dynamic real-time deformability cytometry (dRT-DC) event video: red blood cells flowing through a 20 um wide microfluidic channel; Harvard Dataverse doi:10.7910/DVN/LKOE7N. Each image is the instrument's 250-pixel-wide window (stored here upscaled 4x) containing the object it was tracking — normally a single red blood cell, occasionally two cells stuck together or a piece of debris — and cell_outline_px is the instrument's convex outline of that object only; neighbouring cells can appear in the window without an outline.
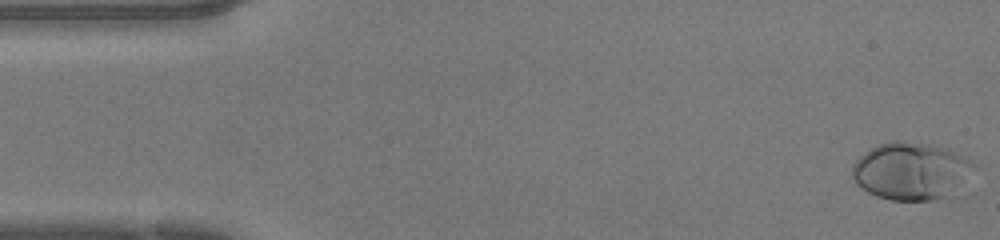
{"species": "human", "species_latin": "Homo sapiens", "temperature_condition": "warm", "stored_images_in_passage": 48, "camera_frame_rate_fps": 3000, "um_per_image_px": 0.085, "donor": {"sex": "female"}, "frame": {"image": 1, "passage_image": 1, "time_ms": 0.0, "image_size_px": [1000, 240], "cell_outline_px": [[976, 164], [944, 196], [932, 200], [888, 200], [876, 196], [868, 192], [856, 184], [852, 176], [852, 164], [864, 152], [876, 144], [892, 140], [896, 140], [932, 144], [956, 152], [972, 160]], "centroid_in_image_um": [77.31, 14.5], "position_along_channel_um": 7.7, "area_um2": 39.94}}
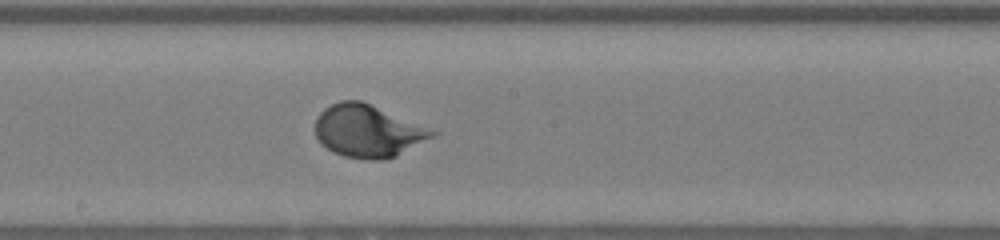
{"frame": {"image": 2, "passage_image": 25, "time_ms": 8.0, "image_size_px": [1000, 240], "cell_outline_px": [[440, 132], [436, 136], [396, 156], [384, 160], [368, 160], [344, 156], [332, 152], [320, 144], [316, 136], [316, 116], [324, 108], [340, 100], [360, 100]], "centroid_in_image_um": [31.27, 11.15], "position_along_channel_um": 216.9, "area_um2": 35.89}}
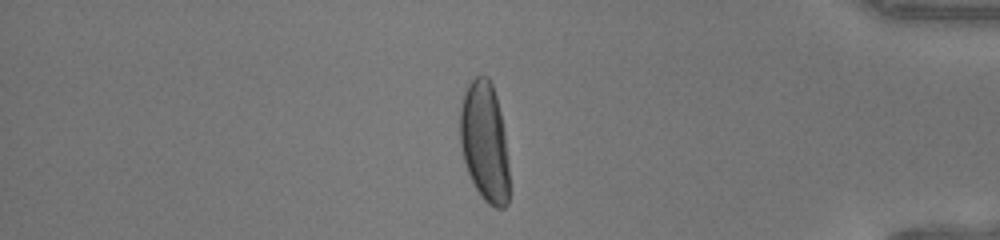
{"frame": {"image": 3, "passage_image": 40, "time_ms": 13.0, "image_size_px": [1000, 240], "cell_outline_px": [[508, 204], [504, 208], [496, 208], [488, 204], [480, 196], [468, 172], [464, 160], [460, 144], [460, 108], [464, 92], [468, 84], [476, 76], [488, 76], [492, 84], [496, 96], [500, 112], [504, 132], [508, 164]], "centroid_in_image_um": [41.18, 12.06], "position_along_channel_um": 394.0, "area_um2": 34.22}, "authors_computed_cell_mechanics": {"area_um2": 35.7204, "velocity_mm_per_s": 4.2542, "shape_relaxation_time_tau1_ms": 2.9555, "shape_relaxation_time_tau2_ms": null, "deformation_change_tau1": 0.2195, "deformation_change_tau2": null}}